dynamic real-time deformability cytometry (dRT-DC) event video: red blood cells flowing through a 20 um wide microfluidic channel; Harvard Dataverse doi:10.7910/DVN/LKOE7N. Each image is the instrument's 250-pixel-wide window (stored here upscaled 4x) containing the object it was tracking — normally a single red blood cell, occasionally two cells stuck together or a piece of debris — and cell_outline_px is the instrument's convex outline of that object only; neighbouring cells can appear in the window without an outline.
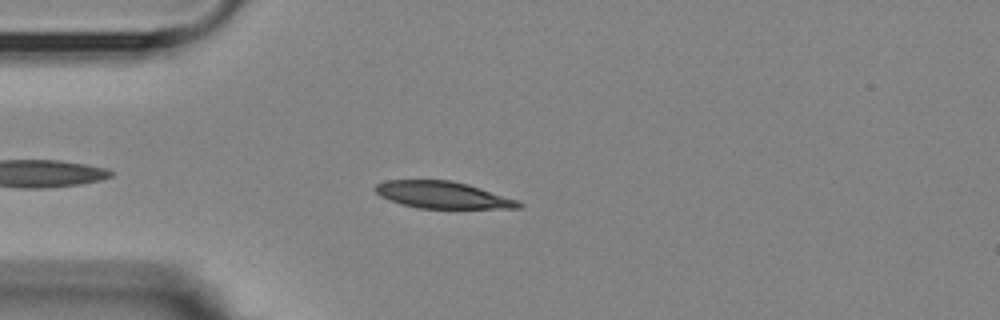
{"species": "Egyptian fruit bat (a non-hibernating species)", "species_latin": "Rousettus aegyptiacus", "temperature_condition": "room temperature", "stored_images_in_passage": 44, "camera_frame_rate_fps": 3000, "um_per_image_px": 0.085, "animal": {"sex": "female"}, "frame": {"image": 1, "passage_image": 6, "time_ms": 1.667, "image_size_px": [1000, 320], "cell_outline_px": [[524, 204], [520, 208], [416, 208], [400, 204], [380, 196], [376, 192], [376, 184], [384, 180], [452, 180], [468, 184], [516, 200]], "centroid_in_image_um": [37.59, 16.57], "position_along_channel_um": 47.4, "area_um2": 22.31}}
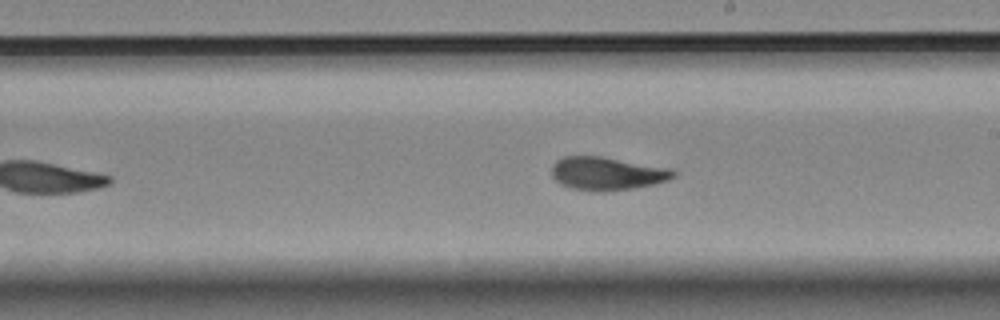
{"frame": {"image": 2, "passage_image": 23, "time_ms": 7.333, "image_size_px": [1000, 320], "cell_outline_px": [[676, 176], [668, 180], [656, 184], [632, 188], [604, 192], [592, 192], [572, 188], [560, 184], [552, 176], [552, 164], [556, 160], [564, 156], [600, 156], [672, 168], [676, 172]], "centroid_in_image_um": [51.61, 14.75], "position_along_channel_um": 237.4, "area_um2": 23.81}}
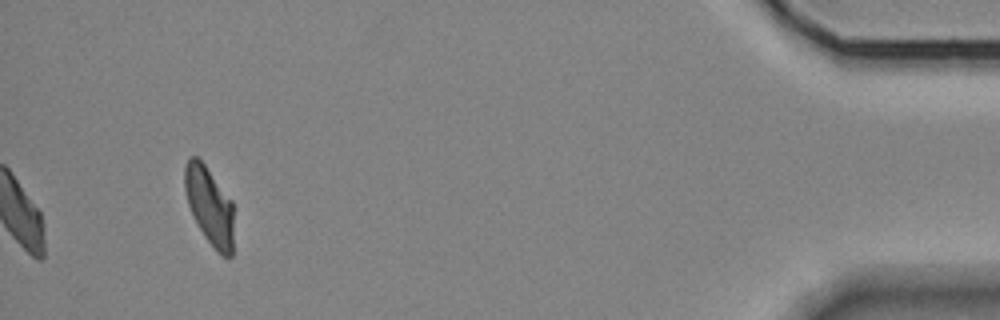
{"frame": {"image": 3, "passage_image": 44, "time_ms": 14.333, "image_size_px": [1000, 320], "cell_outline_px": [[232, 256], [228, 260], [220, 256], [216, 252], [204, 236], [188, 204], [184, 188], [184, 164], [192, 156], [196, 156], [204, 164], [232, 200]], "centroid_in_image_um": [17.8, 17.53], "position_along_channel_um": 417.4, "area_um2": 22.14}, "authors_computed_cell_mechanics": {"area_um2": 22.8888, "velocity_mm_per_s": 3.5787, "shape_relaxation_time_tau1_ms": 6.0247, "shape_relaxation_time_tau2_ms": 1.5342, "deformation_change_tau1": 0.1766, "deformation_change_tau2": 0.0595}}